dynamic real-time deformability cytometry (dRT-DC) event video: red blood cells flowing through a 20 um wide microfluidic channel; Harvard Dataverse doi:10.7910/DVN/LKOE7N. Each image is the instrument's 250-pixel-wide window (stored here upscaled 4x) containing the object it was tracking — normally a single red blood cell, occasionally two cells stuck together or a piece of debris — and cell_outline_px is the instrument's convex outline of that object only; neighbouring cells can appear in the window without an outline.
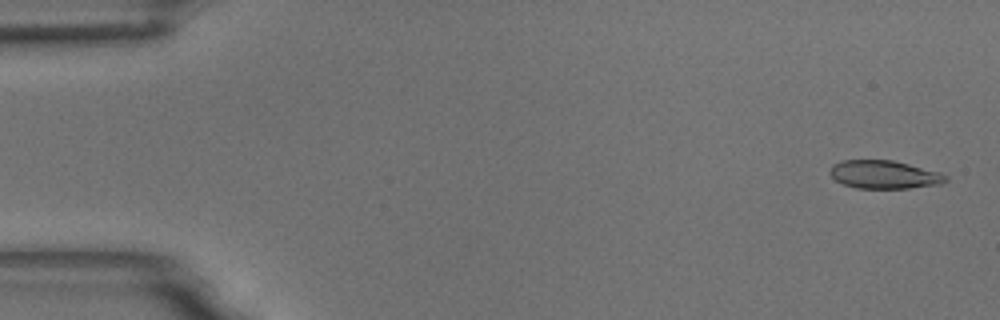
{"species": "common noctule bat (a hibernating species)", "species_latin": "Nyctalus noctula", "temperature_condition": "room temperature", "stored_images_in_passage": 5, "camera_frame_rate_fps": 3000, "um_per_image_px": 0.085, "animal": {"sex": "male", "body_mass_g": 18.8}, "frame": {"image": 1, "passage_image": 1, "time_ms": 0.0, "image_size_px": [1000, 320], "cell_outline_px": [[948, 180], [940, 184], [908, 188], [856, 188], [844, 184], [836, 180], [832, 176], [832, 164], [844, 160], [892, 160], [940, 172], [948, 176]], "centroid_in_image_um": [75.19, 14.84], "position_along_channel_um": 9.8, "area_um2": 18.79}}
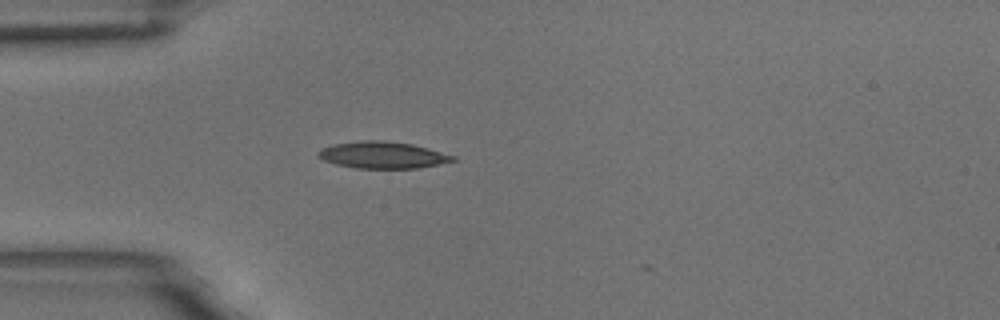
{"frame": {"image": 2, "passage_image": 5, "time_ms": 1.333, "image_size_px": [1000, 320], "cell_outline_px": [[456, 160], [420, 168], [356, 168], [336, 164], [324, 160], [316, 156], [316, 152], [320, 148], [332, 144], [360, 140], [384, 140], [412, 144], [428, 148], [456, 156]], "centroid_in_image_um": [32.48, 13.16], "position_along_channel_um": 52.5, "area_um2": 21.15}}